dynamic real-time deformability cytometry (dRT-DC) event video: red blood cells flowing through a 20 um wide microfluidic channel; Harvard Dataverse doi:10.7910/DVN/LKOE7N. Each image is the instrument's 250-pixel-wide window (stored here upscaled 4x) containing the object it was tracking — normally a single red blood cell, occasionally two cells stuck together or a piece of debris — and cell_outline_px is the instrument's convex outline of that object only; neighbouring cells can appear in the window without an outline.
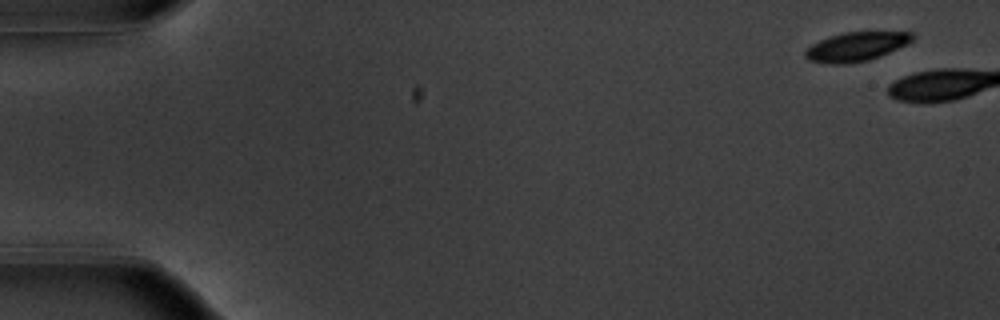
{"species": "common noctule bat (a hibernating species)", "species_latin": "Nyctalus noctula", "temperature_condition": "warm", "stored_images_in_passage": 2, "camera_frame_rate_fps": 3000, "um_per_image_px": 0.085, "animal": {"sex": "male", "body_mass_g": 20.1, "forearm_length_mm": 53.5}, "frame": {"image": 1, "passage_image": 1, "time_ms": 0.0, "image_size_px": [1000, 320], "cell_outline_px": [[916, 36], [908, 44], [880, 56], [868, 60], [848, 64], [832, 64], [808, 60], [804, 56], [804, 52], [812, 44], [828, 36], [844, 32], [912, 32]], "centroid_in_image_um": [72.78, 3.96], "position_along_channel_um": 12.2, "area_um2": 18.21}}